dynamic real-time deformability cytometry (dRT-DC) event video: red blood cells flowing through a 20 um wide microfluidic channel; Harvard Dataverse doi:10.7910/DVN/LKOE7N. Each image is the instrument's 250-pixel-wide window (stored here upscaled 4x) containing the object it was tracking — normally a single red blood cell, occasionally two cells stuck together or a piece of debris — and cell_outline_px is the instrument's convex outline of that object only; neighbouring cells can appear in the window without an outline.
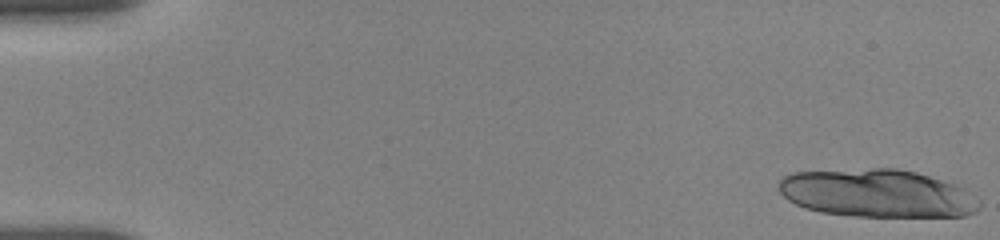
{"species": "human", "species_latin": "Homo sapiens", "temperature_condition": "room temperature", "stored_images_in_passage": 17, "camera_frame_rate_fps": 3000, "um_per_image_px": 0.085, "donor": {"sex": "female"}, "frame": {"image": 1, "passage_image": 1, "time_ms": 0.0, "image_size_px": [1000, 240], "cell_outline_px": [[980, 208], [976, 212], [964, 216], [856, 216], [820, 212], [804, 208], [788, 200], [780, 192], [780, 180], [784, 176], [792, 172], [872, 168], [896, 168], [916, 172], [956, 184], [964, 188], [980, 200]], "centroid_in_image_um": [74.58, 16.43], "position_along_channel_um": 10.4, "area_um2": 56.24}}